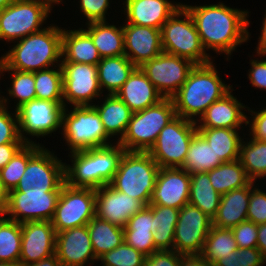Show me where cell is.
<instances>
[{"label":"cell","mask_w":266,"mask_h":266,"mask_svg":"<svg viewBox=\"0 0 266 266\" xmlns=\"http://www.w3.org/2000/svg\"><path fill=\"white\" fill-rule=\"evenodd\" d=\"M182 6L189 12L195 23L202 45L206 51L213 49L216 53L231 56L237 45L248 41L247 10L225 6L224 3Z\"/></svg>","instance_id":"obj_1"},{"label":"cell","mask_w":266,"mask_h":266,"mask_svg":"<svg viewBox=\"0 0 266 266\" xmlns=\"http://www.w3.org/2000/svg\"><path fill=\"white\" fill-rule=\"evenodd\" d=\"M16 43L0 57V69L36 72L53 67L55 63L61 65L62 29L57 25L44 27Z\"/></svg>","instance_id":"obj_2"},{"label":"cell","mask_w":266,"mask_h":266,"mask_svg":"<svg viewBox=\"0 0 266 266\" xmlns=\"http://www.w3.org/2000/svg\"><path fill=\"white\" fill-rule=\"evenodd\" d=\"M231 87L223 83L212 61L196 64L172 97L176 115L196 122L195 118L199 116L200 119L207 108L227 94Z\"/></svg>","instance_id":"obj_3"},{"label":"cell","mask_w":266,"mask_h":266,"mask_svg":"<svg viewBox=\"0 0 266 266\" xmlns=\"http://www.w3.org/2000/svg\"><path fill=\"white\" fill-rule=\"evenodd\" d=\"M115 144L70 152L73 164L65 163V183L72 187L92 189L109 184L125 152L118 142Z\"/></svg>","instance_id":"obj_4"},{"label":"cell","mask_w":266,"mask_h":266,"mask_svg":"<svg viewBox=\"0 0 266 266\" xmlns=\"http://www.w3.org/2000/svg\"><path fill=\"white\" fill-rule=\"evenodd\" d=\"M159 169L148 152L125 151L109 185L148 206Z\"/></svg>","instance_id":"obj_5"},{"label":"cell","mask_w":266,"mask_h":266,"mask_svg":"<svg viewBox=\"0 0 266 266\" xmlns=\"http://www.w3.org/2000/svg\"><path fill=\"white\" fill-rule=\"evenodd\" d=\"M176 116L172 98H164L153 106L133 112L125 134L117 142L125 151L148 152L160 131Z\"/></svg>","instance_id":"obj_6"},{"label":"cell","mask_w":266,"mask_h":266,"mask_svg":"<svg viewBox=\"0 0 266 266\" xmlns=\"http://www.w3.org/2000/svg\"><path fill=\"white\" fill-rule=\"evenodd\" d=\"M161 45L163 52L187 58L194 64L212 61L202 45L192 16L183 6L162 25Z\"/></svg>","instance_id":"obj_7"},{"label":"cell","mask_w":266,"mask_h":266,"mask_svg":"<svg viewBox=\"0 0 266 266\" xmlns=\"http://www.w3.org/2000/svg\"><path fill=\"white\" fill-rule=\"evenodd\" d=\"M69 114H68V113ZM61 129L70 152L111 145V138L93 106H74L63 110ZM109 141V142H107Z\"/></svg>","instance_id":"obj_8"},{"label":"cell","mask_w":266,"mask_h":266,"mask_svg":"<svg viewBox=\"0 0 266 266\" xmlns=\"http://www.w3.org/2000/svg\"><path fill=\"white\" fill-rule=\"evenodd\" d=\"M196 133V122L176 116L160 131L148 153L160 168H181Z\"/></svg>","instance_id":"obj_9"},{"label":"cell","mask_w":266,"mask_h":266,"mask_svg":"<svg viewBox=\"0 0 266 266\" xmlns=\"http://www.w3.org/2000/svg\"><path fill=\"white\" fill-rule=\"evenodd\" d=\"M44 147L28 160L17 187L10 192H61L65 183V163Z\"/></svg>","instance_id":"obj_10"},{"label":"cell","mask_w":266,"mask_h":266,"mask_svg":"<svg viewBox=\"0 0 266 266\" xmlns=\"http://www.w3.org/2000/svg\"><path fill=\"white\" fill-rule=\"evenodd\" d=\"M51 10L40 1L14 0L0 10V40L17 41L43 30Z\"/></svg>","instance_id":"obj_11"},{"label":"cell","mask_w":266,"mask_h":266,"mask_svg":"<svg viewBox=\"0 0 266 266\" xmlns=\"http://www.w3.org/2000/svg\"><path fill=\"white\" fill-rule=\"evenodd\" d=\"M95 189L64 183L51 219L55 232L87 225L95 217Z\"/></svg>","instance_id":"obj_12"},{"label":"cell","mask_w":266,"mask_h":266,"mask_svg":"<svg viewBox=\"0 0 266 266\" xmlns=\"http://www.w3.org/2000/svg\"><path fill=\"white\" fill-rule=\"evenodd\" d=\"M65 102H52L44 99L31 100L16 110L20 138L26 143H35L26 135L37 138L61 129Z\"/></svg>","instance_id":"obj_13"},{"label":"cell","mask_w":266,"mask_h":266,"mask_svg":"<svg viewBox=\"0 0 266 266\" xmlns=\"http://www.w3.org/2000/svg\"><path fill=\"white\" fill-rule=\"evenodd\" d=\"M191 60L162 52L139 68L163 98H172L195 66Z\"/></svg>","instance_id":"obj_14"},{"label":"cell","mask_w":266,"mask_h":266,"mask_svg":"<svg viewBox=\"0 0 266 266\" xmlns=\"http://www.w3.org/2000/svg\"><path fill=\"white\" fill-rule=\"evenodd\" d=\"M211 227L212 218L198 207L186 204L179 210L173 250L183 255L201 254Z\"/></svg>","instance_id":"obj_15"},{"label":"cell","mask_w":266,"mask_h":266,"mask_svg":"<svg viewBox=\"0 0 266 266\" xmlns=\"http://www.w3.org/2000/svg\"><path fill=\"white\" fill-rule=\"evenodd\" d=\"M63 71V100L72 106H92L101 96L97 65L61 62Z\"/></svg>","instance_id":"obj_16"},{"label":"cell","mask_w":266,"mask_h":266,"mask_svg":"<svg viewBox=\"0 0 266 266\" xmlns=\"http://www.w3.org/2000/svg\"><path fill=\"white\" fill-rule=\"evenodd\" d=\"M61 192H8L3 216L18 223L51 221Z\"/></svg>","instance_id":"obj_17"},{"label":"cell","mask_w":266,"mask_h":266,"mask_svg":"<svg viewBox=\"0 0 266 266\" xmlns=\"http://www.w3.org/2000/svg\"><path fill=\"white\" fill-rule=\"evenodd\" d=\"M190 174L183 168H160L149 205L181 209L189 204Z\"/></svg>","instance_id":"obj_18"},{"label":"cell","mask_w":266,"mask_h":266,"mask_svg":"<svg viewBox=\"0 0 266 266\" xmlns=\"http://www.w3.org/2000/svg\"><path fill=\"white\" fill-rule=\"evenodd\" d=\"M22 243L19 263L26 266L55 254L56 232L51 221L21 223Z\"/></svg>","instance_id":"obj_19"},{"label":"cell","mask_w":266,"mask_h":266,"mask_svg":"<svg viewBox=\"0 0 266 266\" xmlns=\"http://www.w3.org/2000/svg\"><path fill=\"white\" fill-rule=\"evenodd\" d=\"M95 194V216L121 228L144 207L137 199L116 191L109 184L95 189Z\"/></svg>","instance_id":"obj_20"},{"label":"cell","mask_w":266,"mask_h":266,"mask_svg":"<svg viewBox=\"0 0 266 266\" xmlns=\"http://www.w3.org/2000/svg\"><path fill=\"white\" fill-rule=\"evenodd\" d=\"M55 254L61 266H84L98 261L87 225L57 232Z\"/></svg>","instance_id":"obj_21"},{"label":"cell","mask_w":266,"mask_h":266,"mask_svg":"<svg viewBox=\"0 0 266 266\" xmlns=\"http://www.w3.org/2000/svg\"><path fill=\"white\" fill-rule=\"evenodd\" d=\"M125 56L136 66L163 52L161 29L126 23L123 25Z\"/></svg>","instance_id":"obj_22"},{"label":"cell","mask_w":266,"mask_h":266,"mask_svg":"<svg viewBox=\"0 0 266 266\" xmlns=\"http://www.w3.org/2000/svg\"><path fill=\"white\" fill-rule=\"evenodd\" d=\"M126 19L129 24L161 29L162 25L180 8L181 3L168 0H126Z\"/></svg>","instance_id":"obj_23"},{"label":"cell","mask_w":266,"mask_h":266,"mask_svg":"<svg viewBox=\"0 0 266 266\" xmlns=\"http://www.w3.org/2000/svg\"><path fill=\"white\" fill-rule=\"evenodd\" d=\"M231 93L232 90L213 102L201 115V119L196 120V127L239 129L243 123L246 124L247 115L242 112L246 107Z\"/></svg>","instance_id":"obj_24"},{"label":"cell","mask_w":266,"mask_h":266,"mask_svg":"<svg viewBox=\"0 0 266 266\" xmlns=\"http://www.w3.org/2000/svg\"><path fill=\"white\" fill-rule=\"evenodd\" d=\"M116 95L132 112L144 110L164 99L139 67L131 73Z\"/></svg>","instance_id":"obj_25"},{"label":"cell","mask_w":266,"mask_h":266,"mask_svg":"<svg viewBox=\"0 0 266 266\" xmlns=\"http://www.w3.org/2000/svg\"><path fill=\"white\" fill-rule=\"evenodd\" d=\"M254 186V181H251L243 188L221 195L220 205L212 219V225L218 228L232 229L246 221L251 190Z\"/></svg>","instance_id":"obj_26"},{"label":"cell","mask_w":266,"mask_h":266,"mask_svg":"<svg viewBox=\"0 0 266 266\" xmlns=\"http://www.w3.org/2000/svg\"><path fill=\"white\" fill-rule=\"evenodd\" d=\"M61 62L97 65L101 60L91 36L83 29H62Z\"/></svg>","instance_id":"obj_27"},{"label":"cell","mask_w":266,"mask_h":266,"mask_svg":"<svg viewBox=\"0 0 266 266\" xmlns=\"http://www.w3.org/2000/svg\"><path fill=\"white\" fill-rule=\"evenodd\" d=\"M137 67L125 56L101 58L97 64L100 89L116 94Z\"/></svg>","instance_id":"obj_28"},{"label":"cell","mask_w":266,"mask_h":266,"mask_svg":"<svg viewBox=\"0 0 266 266\" xmlns=\"http://www.w3.org/2000/svg\"><path fill=\"white\" fill-rule=\"evenodd\" d=\"M84 29L92 38L101 58L125 55L123 26L119 28L106 21L86 23Z\"/></svg>","instance_id":"obj_29"},{"label":"cell","mask_w":266,"mask_h":266,"mask_svg":"<svg viewBox=\"0 0 266 266\" xmlns=\"http://www.w3.org/2000/svg\"><path fill=\"white\" fill-rule=\"evenodd\" d=\"M106 95L103 104L92 106L97 110L106 133L110 137L119 135V141L125 134L133 112L116 94Z\"/></svg>","instance_id":"obj_30"},{"label":"cell","mask_w":266,"mask_h":266,"mask_svg":"<svg viewBox=\"0 0 266 266\" xmlns=\"http://www.w3.org/2000/svg\"><path fill=\"white\" fill-rule=\"evenodd\" d=\"M240 129L197 128V132L207 141L223 163L236 161L240 157V145L243 139Z\"/></svg>","instance_id":"obj_31"},{"label":"cell","mask_w":266,"mask_h":266,"mask_svg":"<svg viewBox=\"0 0 266 266\" xmlns=\"http://www.w3.org/2000/svg\"><path fill=\"white\" fill-rule=\"evenodd\" d=\"M220 200L221 195L211 185L208 172L190 174L189 204L198 207L213 219Z\"/></svg>","instance_id":"obj_32"},{"label":"cell","mask_w":266,"mask_h":266,"mask_svg":"<svg viewBox=\"0 0 266 266\" xmlns=\"http://www.w3.org/2000/svg\"><path fill=\"white\" fill-rule=\"evenodd\" d=\"M93 252L98 259L124 242L123 228L95 216L88 224Z\"/></svg>","instance_id":"obj_33"},{"label":"cell","mask_w":266,"mask_h":266,"mask_svg":"<svg viewBox=\"0 0 266 266\" xmlns=\"http://www.w3.org/2000/svg\"><path fill=\"white\" fill-rule=\"evenodd\" d=\"M208 175L211 185L220 195L243 188L251 182L239 159L220 164L210 170Z\"/></svg>","instance_id":"obj_34"},{"label":"cell","mask_w":266,"mask_h":266,"mask_svg":"<svg viewBox=\"0 0 266 266\" xmlns=\"http://www.w3.org/2000/svg\"><path fill=\"white\" fill-rule=\"evenodd\" d=\"M154 216L153 233L154 246L157 250H173L175 226L177 224L179 210L177 208L148 205Z\"/></svg>","instance_id":"obj_35"},{"label":"cell","mask_w":266,"mask_h":266,"mask_svg":"<svg viewBox=\"0 0 266 266\" xmlns=\"http://www.w3.org/2000/svg\"><path fill=\"white\" fill-rule=\"evenodd\" d=\"M222 163L216 157L212 147L197 132L190 142L189 150L181 168L189 174H194L197 172H209Z\"/></svg>","instance_id":"obj_36"},{"label":"cell","mask_w":266,"mask_h":266,"mask_svg":"<svg viewBox=\"0 0 266 266\" xmlns=\"http://www.w3.org/2000/svg\"><path fill=\"white\" fill-rule=\"evenodd\" d=\"M236 249L238 246L232 230L212 225L200 255L214 265L219 259L227 257Z\"/></svg>","instance_id":"obj_37"},{"label":"cell","mask_w":266,"mask_h":266,"mask_svg":"<svg viewBox=\"0 0 266 266\" xmlns=\"http://www.w3.org/2000/svg\"><path fill=\"white\" fill-rule=\"evenodd\" d=\"M250 139L241 142L239 160L248 178L255 182L266 174V141Z\"/></svg>","instance_id":"obj_38"},{"label":"cell","mask_w":266,"mask_h":266,"mask_svg":"<svg viewBox=\"0 0 266 266\" xmlns=\"http://www.w3.org/2000/svg\"><path fill=\"white\" fill-rule=\"evenodd\" d=\"M21 243V223L0 215V262L19 263Z\"/></svg>","instance_id":"obj_39"},{"label":"cell","mask_w":266,"mask_h":266,"mask_svg":"<svg viewBox=\"0 0 266 266\" xmlns=\"http://www.w3.org/2000/svg\"><path fill=\"white\" fill-rule=\"evenodd\" d=\"M42 147L39 143H26L0 170V180L7 192L14 190L26 170L28 160Z\"/></svg>","instance_id":"obj_40"},{"label":"cell","mask_w":266,"mask_h":266,"mask_svg":"<svg viewBox=\"0 0 266 266\" xmlns=\"http://www.w3.org/2000/svg\"><path fill=\"white\" fill-rule=\"evenodd\" d=\"M54 69L56 68H48L34 72L37 99L64 102L62 67L58 65V69Z\"/></svg>","instance_id":"obj_41"},{"label":"cell","mask_w":266,"mask_h":266,"mask_svg":"<svg viewBox=\"0 0 266 266\" xmlns=\"http://www.w3.org/2000/svg\"><path fill=\"white\" fill-rule=\"evenodd\" d=\"M1 75L9 72L12 85L8 90L9 97L18 100L15 111L25 103L36 99L34 72H22L13 69H0ZM11 71V72H10Z\"/></svg>","instance_id":"obj_42"},{"label":"cell","mask_w":266,"mask_h":266,"mask_svg":"<svg viewBox=\"0 0 266 266\" xmlns=\"http://www.w3.org/2000/svg\"><path fill=\"white\" fill-rule=\"evenodd\" d=\"M146 256L123 242L98 258L103 266H143Z\"/></svg>","instance_id":"obj_43"},{"label":"cell","mask_w":266,"mask_h":266,"mask_svg":"<svg viewBox=\"0 0 266 266\" xmlns=\"http://www.w3.org/2000/svg\"><path fill=\"white\" fill-rule=\"evenodd\" d=\"M8 98L1 96L0 102V145L8 143H26L19 136L18 117L16 111L9 113ZM7 106V107H6Z\"/></svg>","instance_id":"obj_44"},{"label":"cell","mask_w":266,"mask_h":266,"mask_svg":"<svg viewBox=\"0 0 266 266\" xmlns=\"http://www.w3.org/2000/svg\"><path fill=\"white\" fill-rule=\"evenodd\" d=\"M266 259L258 248H238L213 266H262Z\"/></svg>","instance_id":"obj_45"},{"label":"cell","mask_w":266,"mask_h":266,"mask_svg":"<svg viewBox=\"0 0 266 266\" xmlns=\"http://www.w3.org/2000/svg\"><path fill=\"white\" fill-rule=\"evenodd\" d=\"M124 242L146 257L158 251L154 246L152 231L123 230Z\"/></svg>","instance_id":"obj_46"},{"label":"cell","mask_w":266,"mask_h":266,"mask_svg":"<svg viewBox=\"0 0 266 266\" xmlns=\"http://www.w3.org/2000/svg\"><path fill=\"white\" fill-rule=\"evenodd\" d=\"M247 220L256 225L266 223V192H263L257 186L251 190Z\"/></svg>","instance_id":"obj_47"},{"label":"cell","mask_w":266,"mask_h":266,"mask_svg":"<svg viewBox=\"0 0 266 266\" xmlns=\"http://www.w3.org/2000/svg\"><path fill=\"white\" fill-rule=\"evenodd\" d=\"M231 230L238 248H257L258 225L246 220Z\"/></svg>","instance_id":"obj_48"},{"label":"cell","mask_w":266,"mask_h":266,"mask_svg":"<svg viewBox=\"0 0 266 266\" xmlns=\"http://www.w3.org/2000/svg\"><path fill=\"white\" fill-rule=\"evenodd\" d=\"M109 0H80L81 12L85 15L88 22L106 21V13L109 6Z\"/></svg>","instance_id":"obj_49"},{"label":"cell","mask_w":266,"mask_h":266,"mask_svg":"<svg viewBox=\"0 0 266 266\" xmlns=\"http://www.w3.org/2000/svg\"><path fill=\"white\" fill-rule=\"evenodd\" d=\"M123 230L152 231L154 233L156 227H154L152 210L148 206H144L140 211L129 218Z\"/></svg>","instance_id":"obj_50"},{"label":"cell","mask_w":266,"mask_h":266,"mask_svg":"<svg viewBox=\"0 0 266 266\" xmlns=\"http://www.w3.org/2000/svg\"><path fill=\"white\" fill-rule=\"evenodd\" d=\"M143 266H180V253L158 250L145 258Z\"/></svg>","instance_id":"obj_51"},{"label":"cell","mask_w":266,"mask_h":266,"mask_svg":"<svg viewBox=\"0 0 266 266\" xmlns=\"http://www.w3.org/2000/svg\"><path fill=\"white\" fill-rule=\"evenodd\" d=\"M248 111H250V115L253 116L252 122L248 120V117L246 122V126L249 124L251 126H249L251 138L266 141V109L263 108L258 112H254V110L251 109H248Z\"/></svg>","instance_id":"obj_52"},{"label":"cell","mask_w":266,"mask_h":266,"mask_svg":"<svg viewBox=\"0 0 266 266\" xmlns=\"http://www.w3.org/2000/svg\"><path fill=\"white\" fill-rule=\"evenodd\" d=\"M251 69H249L248 78L252 86L266 90V60H250Z\"/></svg>","instance_id":"obj_53"},{"label":"cell","mask_w":266,"mask_h":266,"mask_svg":"<svg viewBox=\"0 0 266 266\" xmlns=\"http://www.w3.org/2000/svg\"><path fill=\"white\" fill-rule=\"evenodd\" d=\"M25 144L26 143H8L0 145V170Z\"/></svg>","instance_id":"obj_54"},{"label":"cell","mask_w":266,"mask_h":266,"mask_svg":"<svg viewBox=\"0 0 266 266\" xmlns=\"http://www.w3.org/2000/svg\"><path fill=\"white\" fill-rule=\"evenodd\" d=\"M180 266H213L200 254H180Z\"/></svg>","instance_id":"obj_55"},{"label":"cell","mask_w":266,"mask_h":266,"mask_svg":"<svg viewBox=\"0 0 266 266\" xmlns=\"http://www.w3.org/2000/svg\"><path fill=\"white\" fill-rule=\"evenodd\" d=\"M257 248L266 259V223L258 225Z\"/></svg>","instance_id":"obj_56"},{"label":"cell","mask_w":266,"mask_h":266,"mask_svg":"<svg viewBox=\"0 0 266 266\" xmlns=\"http://www.w3.org/2000/svg\"><path fill=\"white\" fill-rule=\"evenodd\" d=\"M266 11V10H265ZM261 35L259 37L258 46L256 47V52L258 56H266V13L263 19V26L261 28Z\"/></svg>","instance_id":"obj_57"},{"label":"cell","mask_w":266,"mask_h":266,"mask_svg":"<svg viewBox=\"0 0 266 266\" xmlns=\"http://www.w3.org/2000/svg\"><path fill=\"white\" fill-rule=\"evenodd\" d=\"M26 266H61V263L57 257L56 254H53L52 256L45 258V259H41L38 262L35 263H31L29 265Z\"/></svg>","instance_id":"obj_58"},{"label":"cell","mask_w":266,"mask_h":266,"mask_svg":"<svg viewBox=\"0 0 266 266\" xmlns=\"http://www.w3.org/2000/svg\"><path fill=\"white\" fill-rule=\"evenodd\" d=\"M8 192L4 189L0 180V215H3L7 205Z\"/></svg>","instance_id":"obj_59"},{"label":"cell","mask_w":266,"mask_h":266,"mask_svg":"<svg viewBox=\"0 0 266 266\" xmlns=\"http://www.w3.org/2000/svg\"><path fill=\"white\" fill-rule=\"evenodd\" d=\"M34 1H40L45 3L47 6H49L50 8H53L52 5L54 4H59L61 3V1L63 0H34Z\"/></svg>","instance_id":"obj_60"},{"label":"cell","mask_w":266,"mask_h":266,"mask_svg":"<svg viewBox=\"0 0 266 266\" xmlns=\"http://www.w3.org/2000/svg\"><path fill=\"white\" fill-rule=\"evenodd\" d=\"M14 0H0V10L7 7L9 4H11Z\"/></svg>","instance_id":"obj_61"},{"label":"cell","mask_w":266,"mask_h":266,"mask_svg":"<svg viewBox=\"0 0 266 266\" xmlns=\"http://www.w3.org/2000/svg\"><path fill=\"white\" fill-rule=\"evenodd\" d=\"M0 266H21L20 263L0 262Z\"/></svg>","instance_id":"obj_62"}]
</instances>
